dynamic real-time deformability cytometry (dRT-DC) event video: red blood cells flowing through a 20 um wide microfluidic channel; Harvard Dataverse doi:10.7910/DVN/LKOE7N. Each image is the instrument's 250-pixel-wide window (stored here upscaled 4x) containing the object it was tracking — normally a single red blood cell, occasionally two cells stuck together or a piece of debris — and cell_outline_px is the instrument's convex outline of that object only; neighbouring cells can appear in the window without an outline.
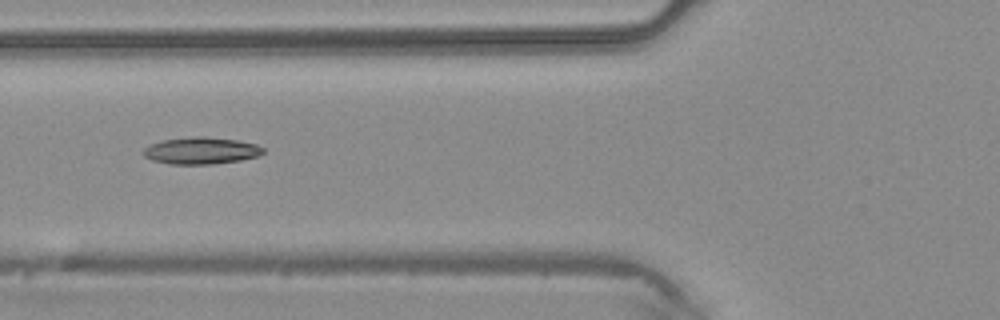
{"species": "common noctule bat (a hibernating species)", "species_latin": "Nyctalus noctula", "temperature_condition": "warm", "stored_images_in_passage": 5, "camera_frame_rate_fps": 3000, "um_per_image_px": 0.085, "animal": {"sex": "male", "body_mass_g": 20.4}, "frame": {"image": 1, "passage_image": 5, "time_ms": 1.333, "image_size_px": [1000, 320], "cell_outline_px": [[264, 152], [256, 156], [240, 160], [212, 164], [168, 164], [152, 160], [144, 156], [140, 152], [144, 148], [152, 144], [164, 140], [192, 136], [204, 136], [236, 140], [256, 144], [264, 148]], "centroid_in_image_um": [17.06, 12.8], "position_along_channel_um": 108.7, "area_um2": 18.73}}